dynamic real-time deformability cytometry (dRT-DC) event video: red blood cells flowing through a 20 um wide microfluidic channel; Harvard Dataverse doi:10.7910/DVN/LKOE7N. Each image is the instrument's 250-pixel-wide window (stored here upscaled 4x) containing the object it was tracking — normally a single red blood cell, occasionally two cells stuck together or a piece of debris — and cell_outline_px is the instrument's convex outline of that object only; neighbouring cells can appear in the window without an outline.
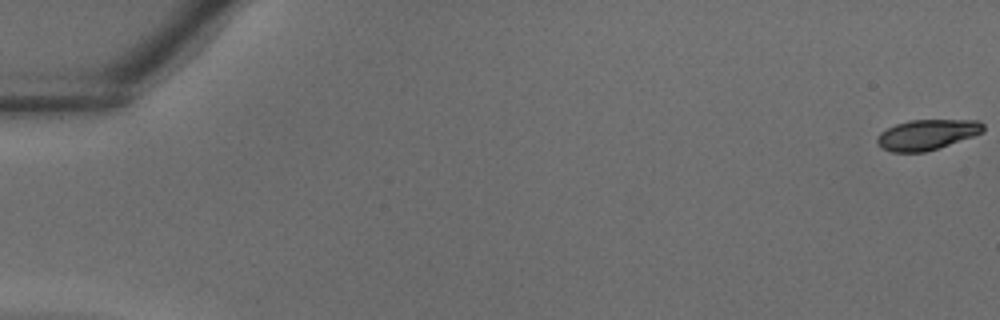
{"species": "common noctule bat (a hibernating species)", "species_latin": "Nyctalus noctula", "temperature_condition": "warm", "stored_images_in_passage": 13, "camera_frame_rate_fps": 3000, "um_per_image_px": 0.085, "animal": {"sex": "male", "body_mass_g": 18.8}, "frame": {"image": 1, "passage_image": 1, "time_ms": 0.0, "image_size_px": [1000, 320], "cell_outline_px": [[984, 132], [924, 152], [892, 152], [884, 148], [876, 140], [876, 136], [880, 132], [896, 124], [908, 120], [980, 120], [984, 124]], "centroid_in_image_um": [78.79, 11.42], "position_along_channel_um": 6.2, "area_um2": 18.5}}
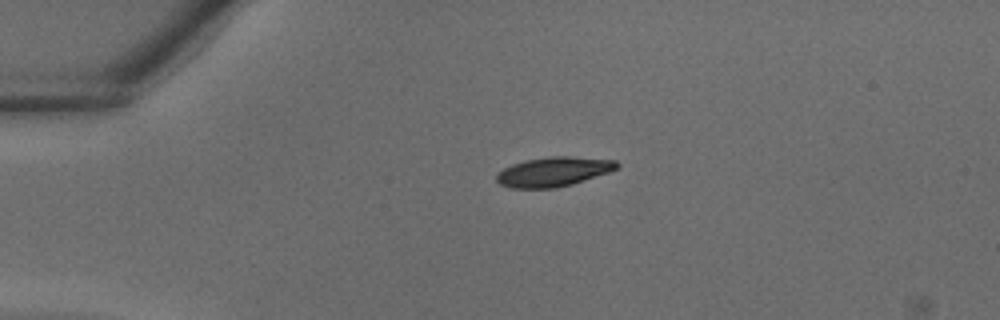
{"frame": {"image": 2, "passage_image": 10, "time_ms": 3.0, "image_size_px": [1000, 320], "cell_outline_px": [[620, 164], [616, 168], [608, 172], [572, 184], [556, 188], [508, 188], [500, 184], [496, 180], [496, 176], [504, 168], [512, 164], [524, 160], [548, 156], [572, 156], [616, 160]], "centroid_in_image_um": [47.03, 14.59], "position_along_channel_um": 38.0, "area_um2": 20.69}}